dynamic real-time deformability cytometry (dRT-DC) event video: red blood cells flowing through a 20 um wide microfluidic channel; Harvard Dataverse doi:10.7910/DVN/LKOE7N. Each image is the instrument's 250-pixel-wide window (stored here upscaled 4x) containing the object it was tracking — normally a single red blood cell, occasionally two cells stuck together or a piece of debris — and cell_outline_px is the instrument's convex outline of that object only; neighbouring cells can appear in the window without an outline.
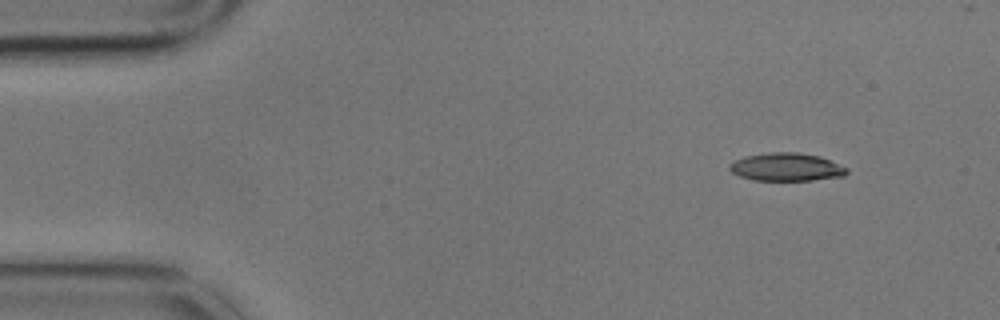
{"species": "common noctule bat (a hibernating species)", "species_latin": "Nyctalus noctula", "temperature_condition": "cold", "stored_images_in_passage": 4, "camera_frame_rate_fps": 3000, "um_per_image_px": 0.085, "animal": {"sex": "male", "body_mass_g": 17.9}, "frame": {"image": 1, "passage_image": 1, "time_ms": 0.0, "image_size_px": [1000, 320], "cell_outline_px": [[848, 172], [844, 176], [812, 180], [752, 180], [740, 176], [732, 172], [728, 168], [728, 164], [744, 156], [768, 152], [796, 152], [820, 156], [848, 168]], "centroid_in_image_um": [66.83, 14.19], "position_along_channel_um": 18.2, "area_um2": 19.19}}
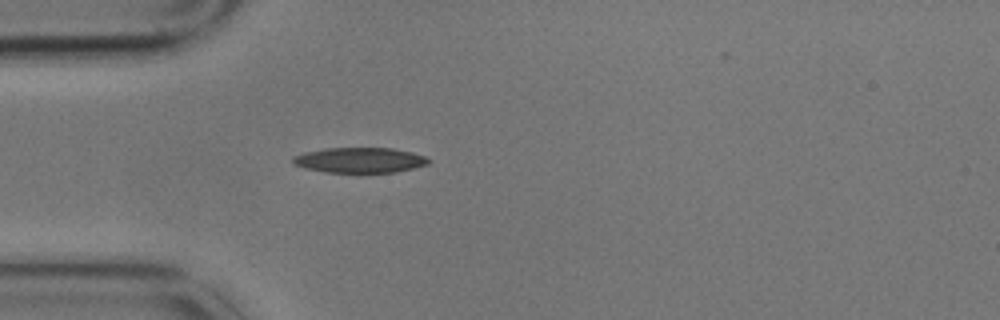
{"frame": {"image": 2, "passage_image": 4, "time_ms": 1.0, "image_size_px": [1000, 320], "cell_outline_px": [[432, 160], [428, 164], [396, 172], [324, 172], [292, 164], [292, 156], [304, 152], [324, 148], [392, 148], [412, 152], [424, 156]], "centroid_in_image_um": [30.57, 13.6], "position_along_channel_um": 54.4, "area_um2": 19.94}}